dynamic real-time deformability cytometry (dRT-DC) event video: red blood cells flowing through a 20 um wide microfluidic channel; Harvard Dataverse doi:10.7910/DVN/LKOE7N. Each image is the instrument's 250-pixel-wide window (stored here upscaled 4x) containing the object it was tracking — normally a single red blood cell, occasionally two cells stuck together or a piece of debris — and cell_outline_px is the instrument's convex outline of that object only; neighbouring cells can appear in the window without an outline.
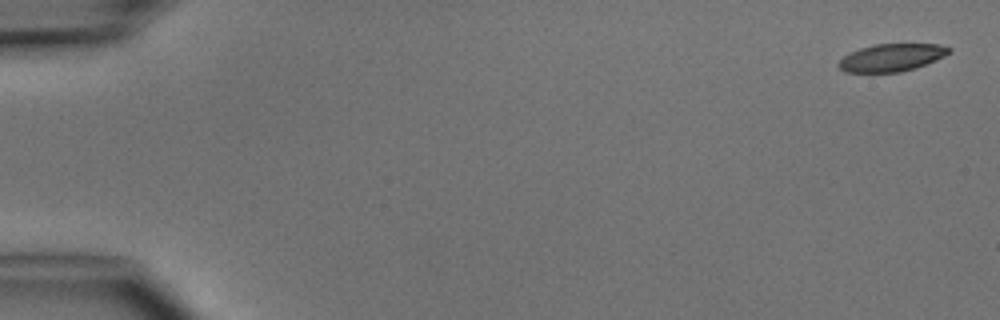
{"species": "common noctule bat (a hibernating species)", "species_latin": "Nyctalus noctula", "temperature_condition": "cold", "stored_images_in_passage": 4, "camera_frame_rate_fps": 3000, "um_per_image_px": 0.085, "animal": {"sex": "male", "body_mass_g": 15.6}, "frame": {"image": 1, "passage_image": 1, "time_ms": 0.0, "image_size_px": [1000, 320], "cell_outline_px": [[952, 52], [936, 60], [916, 68], [900, 72], [844, 72], [836, 64], [844, 56], [860, 48], [872, 44], [940, 44], [952, 48]], "centroid_in_image_um": [75.81, 4.89], "position_along_channel_um": 9.2, "area_um2": 17.8}}
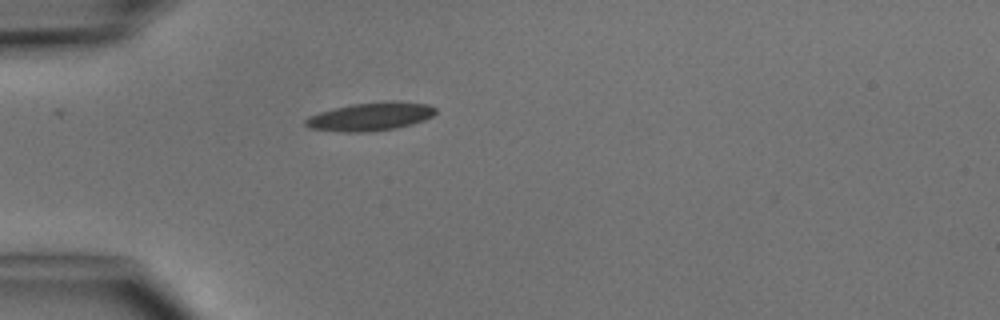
{"frame": {"image": 2, "passage_image": 4, "time_ms": 4.333, "image_size_px": [1000, 320], "cell_outline_px": [[436, 112], [432, 116], [424, 120], [412, 124], [396, 128], [364, 132], [344, 132], [308, 128], [304, 124], [304, 120], [308, 116], [320, 112], [352, 104], [388, 100], [396, 100], [428, 104], [436, 108]], "centroid_in_image_um": [31.5, 9.9], "position_along_channel_um": 53.5, "area_um2": 21.56}}